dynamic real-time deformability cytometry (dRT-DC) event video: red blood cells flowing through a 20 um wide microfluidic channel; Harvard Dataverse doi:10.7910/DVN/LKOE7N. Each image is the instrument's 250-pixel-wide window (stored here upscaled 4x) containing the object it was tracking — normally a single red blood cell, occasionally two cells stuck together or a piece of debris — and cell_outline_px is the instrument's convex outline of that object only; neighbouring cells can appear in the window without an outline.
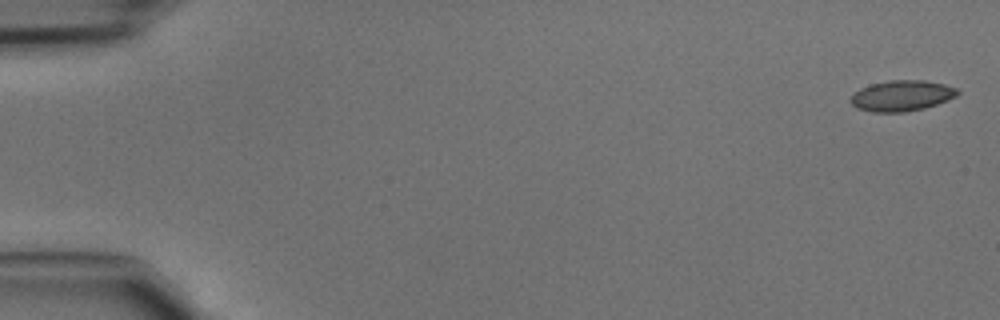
{"species": "common noctule bat (a hibernating species)", "species_latin": "Nyctalus noctula", "temperature_condition": "cold", "stored_images_in_passage": 9, "camera_frame_rate_fps": 3000, "um_per_image_px": 0.085, "animal": {"sex": "male", "body_mass_g": 15.6}, "frame": {"image": 1, "passage_image": 1, "time_ms": 0.0, "image_size_px": [1000, 320], "cell_outline_px": [[960, 92], [956, 96], [948, 100], [924, 108], [904, 112], [872, 112], [856, 108], [852, 104], [852, 96], [860, 88], [872, 84], [888, 80], [924, 80], [944, 84], [956, 88]], "centroid_in_image_um": [76.66, 8.13], "position_along_channel_um": 8.3, "area_um2": 19.02}}